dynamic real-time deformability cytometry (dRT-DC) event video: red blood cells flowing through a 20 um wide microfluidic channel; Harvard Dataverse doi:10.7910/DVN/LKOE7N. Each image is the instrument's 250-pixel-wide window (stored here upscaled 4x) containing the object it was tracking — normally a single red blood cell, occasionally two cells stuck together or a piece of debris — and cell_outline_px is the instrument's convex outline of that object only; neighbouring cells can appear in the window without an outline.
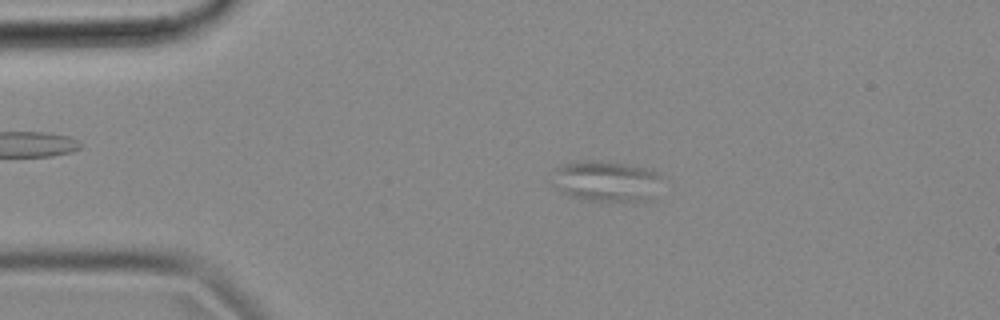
{"species": "common noctule bat (a hibernating species)", "species_latin": "Nyctalus noctula", "temperature_condition": "cold", "stored_images_in_passage": 55, "camera_frame_rate_fps": 3000, "um_per_image_px": 0.085, "animal": {"sex": "female", "body_mass_g": 18.4}, "frame": {"image": 1, "passage_image": 11, "time_ms": 3.333, "image_size_px": [1000, 320], "cell_outline_px": [[660, 176], [648, 200], [636, 204], [584, 200], [568, 196], [560, 192], [552, 184], [556, 168], [564, 164], [588, 160], [628, 164], [648, 168], [656, 172]], "centroid_in_image_um": [51.48, 15.44], "position_along_channel_um": 33.5, "area_um2": 26.24}}
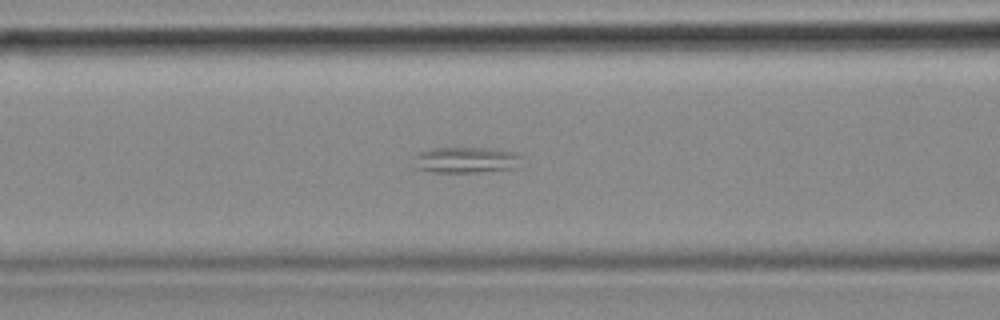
{"frame": {"image": 2, "passage_image": 22, "time_ms": 7.0, "image_size_px": [1000, 320], "cell_outline_px": [[520, 156], [512, 168], [476, 172], [432, 172], [416, 168], [416, 152], [432, 148], [488, 148], [516, 152]], "centroid_in_image_um": [39.53, 13.58], "position_along_channel_um": 127.1, "area_um2": 15.9}}
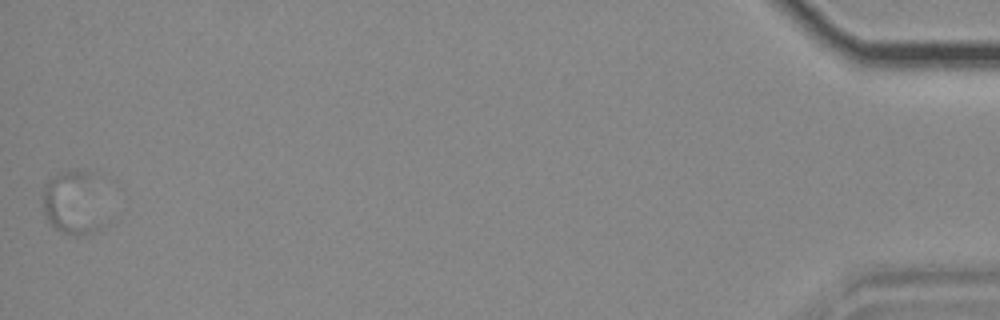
{"frame": {"image": 3, "passage_image": 55, "time_ms": 18.0, "image_size_px": [1000, 320], "cell_outline_px": [[100, 232], [88, 236], [72, 236], [56, 228], [44, 216], [44, 184], [56, 176], [72, 168], [76, 168], [92, 172], [100, 224]], "centroid_in_image_um": [6.16, 17.27], "position_along_channel_um": 429.0, "area_um2": 22.2}}